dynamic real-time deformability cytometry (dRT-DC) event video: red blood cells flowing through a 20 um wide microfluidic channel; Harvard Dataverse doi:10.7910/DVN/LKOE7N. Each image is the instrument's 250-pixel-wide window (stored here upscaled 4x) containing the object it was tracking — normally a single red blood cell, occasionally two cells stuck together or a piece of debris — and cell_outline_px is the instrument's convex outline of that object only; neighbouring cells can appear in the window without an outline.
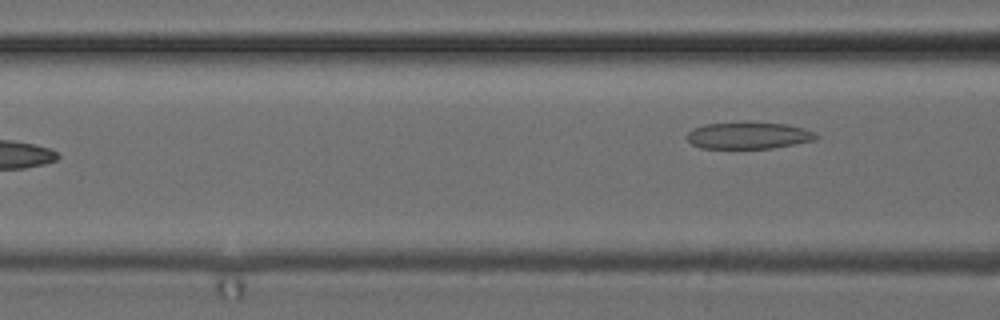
{"species": "common noctule bat (a hibernating species)", "species_latin": "Nyctalus noctula", "temperature_condition": "cold", "stored_images_in_passage": 6, "camera_frame_rate_fps": 3000, "um_per_image_px": 0.085, "animal": {"sex": "female", "body_mass_g": 24.6, "forearm_length_mm": 56.2}, "frame": {"image": 1, "passage_image": 6, "time_ms": 6.333, "image_size_px": [1000, 320], "cell_outline_px": [[820, 136], [816, 140], [772, 148], [700, 148], [692, 144], [688, 140], [688, 132], [692, 128], [704, 124], [744, 120], [748, 120], [788, 124], [804, 128], [816, 132]], "centroid_in_image_um": [63.65, 11.47], "position_along_channel_um": 102.9, "area_um2": 20.92}}